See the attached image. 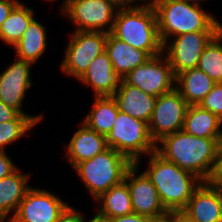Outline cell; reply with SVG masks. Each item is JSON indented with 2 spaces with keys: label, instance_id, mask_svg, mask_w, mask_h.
Returning a JSON list of instances; mask_svg holds the SVG:
<instances>
[{
  "label": "cell",
  "instance_id": "cell-1",
  "mask_svg": "<svg viewBox=\"0 0 222 222\" xmlns=\"http://www.w3.org/2000/svg\"><path fill=\"white\" fill-rule=\"evenodd\" d=\"M222 138H201L183 130L164 136L156 143V152L207 182L213 171ZM161 144V145H160Z\"/></svg>",
  "mask_w": 222,
  "mask_h": 222
},
{
  "label": "cell",
  "instance_id": "cell-2",
  "mask_svg": "<svg viewBox=\"0 0 222 222\" xmlns=\"http://www.w3.org/2000/svg\"><path fill=\"white\" fill-rule=\"evenodd\" d=\"M111 34L131 47L145 51L150 57L163 53L157 15L151 2L120 6Z\"/></svg>",
  "mask_w": 222,
  "mask_h": 222
},
{
  "label": "cell",
  "instance_id": "cell-3",
  "mask_svg": "<svg viewBox=\"0 0 222 222\" xmlns=\"http://www.w3.org/2000/svg\"><path fill=\"white\" fill-rule=\"evenodd\" d=\"M149 155V167L144 172L156 187L162 205L167 211L183 210L203 181L177 164L165 160L156 151Z\"/></svg>",
  "mask_w": 222,
  "mask_h": 222
},
{
  "label": "cell",
  "instance_id": "cell-4",
  "mask_svg": "<svg viewBox=\"0 0 222 222\" xmlns=\"http://www.w3.org/2000/svg\"><path fill=\"white\" fill-rule=\"evenodd\" d=\"M162 44L169 38L199 31H221L222 24L201 6L180 0H153Z\"/></svg>",
  "mask_w": 222,
  "mask_h": 222
},
{
  "label": "cell",
  "instance_id": "cell-5",
  "mask_svg": "<svg viewBox=\"0 0 222 222\" xmlns=\"http://www.w3.org/2000/svg\"><path fill=\"white\" fill-rule=\"evenodd\" d=\"M132 165L126 156L108 147L92 159L78 163L74 170L95 200L111 187L122 183Z\"/></svg>",
  "mask_w": 222,
  "mask_h": 222
},
{
  "label": "cell",
  "instance_id": "cell-6",
  "mask_svg": "<svg viewBox=\"0 0 222 222\" xmlns=\"http://www.w3.org/2000/svg\"><path fill=\"white\" fill-rule=\"evenodd\" d=\"M106 145L126 156L139 166L141 155L156 151L148 124L123 112H118L111 131L106 135Z\"/></svg>",
  "mask_w": 222,
  "mask_h": 222
},
{
  "label": "cell",
  "instance_id": "cell-7",
  "mask_svg": "<svg viewBox=\"0 0 222 222\" xmlns=\"http://www.w3.org/2000/svg\"><path fill=\"white\" fill-rule=\"evenodd\" d=\"M119 7L114 0H68L61 14L76 25L75 31L111 33Z\"/></svg>",
  "mask_w": 222,
  "mask_h": 222
},
{
  "label": "cell",
  "instance_id": "cell-8",
  "mask_svg": "<svg viewBox=\"0 0 222 222\" xmlns=\"http://www.w3.org/2000/svg\"><path fill=\"white\" fill-rule=\"evenodd\" d=\"M106 40L105 32L74 31L60 65L62 72L78 80L88 69L91 61L105 52Z\"/></svg>",
  "mask_w": 222,
  "mask_h": 222
},
{
  "label": "cell",
  "instance_id": "cell-9",
  "mask_svg": "<svg viewBox=\"0 0 222 222\" xmlns=\"http://www.w3.org/2000/svg\"><path fill=\"white\" fill-rule=\"evenodd\" d=\"M123 80L157 98L175 89L176 76L167 57L161 53L149 57L142 65L130 71Z\"/></svg>",
  "mask_w": 222,
  "mask_h": 222
},
{
  "label": "cell",
  "instance_id": "cell-10",
  "mask_svg": "<svg viewBox=\"0 0 222 222\" xmlns=\"http://www.w3.org/2000/svg\"><path fill=\"white\" fill-rule=\"evenodd\" d=\"M188 106L176 89L156 98L152 117L148 123V130L155 144L164 136L183 129Z\"/></svg>",
  "mask_w": 222,
  "mask_h": 222
},
{
  "label": "cell",
  "instance_id": "cell-11",
  "mask_svg": "<svg viewBox=\"0 0 222 222\" xmlns=\"http://www.w3.org/2000/svg\"><path fill=\"white\" fill-rule=\"evenodd\" d=\"M220 31H199L173 37V41L163 44V53L167 57L174 75L197 68L200 56L210 41Z\"/></svg>",
  "mask_w": 222,
  "mask_h": 222
},
{
  "label": "cell",
  "instance_id": "cell-12",
  "mask_svg": "<svg viewBox=\"0 0 222 222\" xmlns=\"http://www.w3.org/2000/svg\"><path fill=\"white\" fill-rule=\"evenodd\" d=\"M69 204L54 193L31 187L11 218L12 222H57Z\"/></svg>",
  "mask_w": 222,
  "mask_h": 222
},
{
  "label": "cell",
  "instance_id": "cell-13",
  "mask_svg": "<svg viewBox=\"0 0 222 222\" xmlns=\"http://www.w3.org/2000/svg\"><path fill=\"white\" fill-rule=\"evenodd\" d=\"M138 165L133 164L126 172L124 181L129 187L134 213L157 218L168 213L162 205L156 187L145 172L137 175Z\"/></svg>",
  "mask_w": 222,
  "mask_h": 222
},
{
  "label": "cell",
  "instance_id": "cell-14",
  "mask_svg": "<svg viewBox=\"0 0 222 222\" xmlns=\"http://www.w3.org/2000/svg\"><path fill=\"white\" fill-rule=\"evenodd\" d=\"M32 62L17 59L0 74V99L9 107L22 115L23 100L32 85L30 67Z\"/></svg>",
  "mask_w": 222,
  "mask_h": 222
},
{
  "label": "cell",
  "instance_id": "cell-15",
  "mask_svg": "<svg viewBox=\"0 0 222 222\" xmlns=\"http://www.w3.org/2000/svg\"><path fill=\"white\" fill-rule=\"evenodd\" d=\"M183 211L196 222H222V189L202 182Z\"/></svg>",
  "mask_w": 222,
  "mask_h": 222
},
{
  "label": "cell",
  "instance_id": "cell-16",
  "mask_svg": "<svg viewBox=\"0 0 222 222\" xmlns=\"http://www.w3.org/2000/svg\"><path fill=\"white\" fill-rule=\"evenodd\" d=\"M94 90V97L113 96L122 84L123 77L113 68L106 52L91 61L90 66L78 79Z\"/></svg>",
  "mask_w": 222,
  "mask_h": 222
},
{
  "label": "cell",
  "instance_id": "cell-17",
  "mask_svg": "<svg viewBox=\"0 0 222 222\" xmlns=\"http://www.w3.org/2000/svg\"><path fill=\"white\" fill-rule=\"evenodd\" d=\"M113 98L116 100L120 112L144 121L147 124L150 122L156 97L143 92L136 86L127 84L123 80Z\"/></svg>",
  "mask_w": 222,
  "mask_h": 222
},
{
  "label": "cell",
  "instance_id": "cell-18",
  "mask_svg": "<svg viewBox=\"0 0 222 222\" xmlns=\"http://www.w3.org/2000/svg\"><path fill=\"white\" fill-rule=\"evenodd\" d=\"M67 159L74 168L78 163L92 159L108 148L105 136L90 129L83 122L66 146Z\"/></svg>",
  "mask_w": 222,
  "mask_h": 222
},
{
  "label": "cell",
  "instance_id": "cell-19",
  "mask_svg": "<svg viewBox=\"0 0 222 222\" xmlns=\"http://www.w3.org/2000/svg\"><path fill=\"white\" fill-rule=\"evenodd\" d=\"M105 52L108 54L114 70L123 78L150 57L145 51L131 47L111 33H107Z\"/></svg>",
  "mask_w": 222,
  "mask_h": 222
},
{
  "label": "cell",
  "instance_id": "cell-20",
  "mask_svg": "<svg viewBox=\"0 0 222 222\" xmlns=\"http://www.w3.org/2000/svg\"><path fill=\"white\" fill-rule=\"evenodd\" d=\"M175 89L188 105H199L212 90L215 82L198 68L188 69L176 76Z\"/></svg>",
  "mask_w": 222,
  "mask_h": 222
},
{
  "label": "cell",
  "instance_id": "cell-21",
  "mask_svg": "<svg viewBox=\"0 0 222 222\" xmlns=\"http://www.w3.org/2000/svg\"><path fill=\"white\" fill-rule=\"evenodd\" d=\"M29 178L28 174H23L17 168L9 176L0 180V216L7 217L10 214V219L14 216L19 203L31 188L27 184Z\"/></svg>",
  "mask_w": 222,
  "mask_h": 222
},
{
  "label": "cell",
  "instance_id": "cell-22",
  "mask_svg": "<svg viewBox=\"0 0 222 222\" xmlns=\"http://www.w3.org/2000/svg\"><path fill=\"white\" fill-rule=\"evenodd\" d=\"M222 120L200 105H190L187 108L183 131L189 135L201 138H222Z\"/></svg>",
  "mask_w": 222,
  "mask_h": 222
},
{
  "label": "cell",
  "instance_id": "cell-23",
  "mask_svg": "<svg viewBox=\"0 0 222 222\" xmlns=\"http://www.w3.org/2000/svg\"><path fill=\"white\" fill-rule=\"evenodd\" d=\"M46 30V27L34 18L21 39L13 47L17 58L36 63L47 48Z\"/></svg>",
  "mask_w": 222,
  "mask_h": 222
},
{
  "label": "cell",
  "instance_id": "cell-24",
  "mask_svg": "<svg viewBox=\"0 0 222 222\" xmlns=\"http://www.w3.org/2000/svg\"><path fill=\"white\" fill-rule=\"evenodd\" d=\"M92 109L83 119L90 129L106 137L111 131L119 108L113 96L95 97Z\"/></svg>",
  "mask_w": 222,
  "mask_h": 222
},
{
  "label": "cell",
  "instance_id": "cell-25",
  "mask_svg": "<svg viewBox=\"0 0 222 222\" xmlns=\"http://www.w3.org/2000/svg\"><path fill=\"white\" fill-rule=\"evenodd\" d=\"M95 201L100 205L97 213L107 218L134 213L129 187L125 181L111 187L95 199Z\"/></svg>",
  "mask_w": 222,
  "mask_h": 222
},
{
  "label": "cell",
  "instance_id": "cell-26",
  "mask_svg": "<svg viewBox=\"0 0 222 222\" xmlns=\"http://www.w3.org/2000/svg\"><path fill=\"white\" fill-rule=\"evenodd\" d=\"M33 19V9L19 2L2 23L0 29L1 41L14 47Z\"/></svg>",
  "mask_w": 222,
  "mask_h": 222
},
{
  "label": "cell",
  "instance_id": "cell-27",
  "mask_svg": "<svg viewBox=\"0 0 222 222\" xmlns=\"http://www.w3.org/2000/svg\"><path fill=\"white\" fill-rule=\"evenodd\" d=\"M197 68L215 83H222V30L203 50Z\"/></svg>",
  "mask_w": 222,
  "mask_h": 222
},
{
  "label": "cell",
  "instance_id": "cell-28",
  "mask_svg": "<svg viewBox=\"0 0 222 222\" xmlns=\"http://www.w3.org/2000/svg\"><path fill=\"white\" fill-rule=\"evenodd\" d=\"M41 120H10L0 123V151H5L6 145L13 143L28 133Z\"/></svg>",
  "mask_w": 222,
  "mask_h": 222
},
{
  "label": "cell",
  "instance_id": "cell-29",
  "mask_svg": "<svg viewBox=\"0 0 222 222\" xmlns=\"http://www.w3.org/2000/svg\"><path fill=\"white\" fill-rule=\"evenodd\" d=\"M199 105L222 120V83H215Z\"/></svg>",
  "mask_w": 222,
  "mask_h": 222
},
{
  "label": "cell",
  "instance_id": "cell-30",
  "mask_svg": "<svg viewBox=\"0 0 222 222\" xmlns=\"http://www.w3.org/2000/svg\"><path fill=\"white\" fill-rule=\"evenodd\" d=\"M43 115L32 116V115H22L14 108L7 106L0 99V123L7 122L10 120H42Z\"/></svg>",
  "mask_w": 222,
  "mask_h": 222
},
{
  "label": "cell",
  "instance_id": "cell-31",
  "mask_svg": "<svg viewBox=\"0 0 222 222\" xmlns=\"http://www.w3.org/2000/svg\"><path fill=\"white\" fill-rule=\"evenodd\" d=\"M207 182L212 186L222 189V142L218 149L213 171Z\"/></svg>",
  "mask_w": 222,
  "mask_h": 222
},
{
  "label": "cell",
  "instance_id": "cell-32",
  "mask_svg": "<svg viewBox=\"0 0 222 222\" xmlns=\"http://www.w3.org/2000/svg\"><path fill=\"white\" fill-rule=\"evenodd\" d=\"M18 167L14 164L11 158L7 155L6 151H0V180L9 176Z\"/></svg>",
  "mask_w": 222,
  "mask_h": 222
},
{
  "label": "cell",
  "instance_id": "cell-33",
  "mask_svg": "<svg viewBox=\"0 0 222 222\" xmlns=\"http://www.w3.org/2000/svg\"><path fill=\"white\" fill-rule=\"evenodd\" d=\"M82 213L76 211L75 208L68 205L58 217L57 222H84Z\"/></svg>",
  "mask_w": 222,
  "mask_h": 222
},
{
  "label": "cell",
  "instance_id": "cell-34",
  "mask_svg": "<svg viewBox=\"0 0 222 222\" xmlns=\"http://www.w3.org/2000/svg\"><path fill=\"white\" fill-rule=\"evenodd\" d=\"M19 2V0H0V29L2 23L7 19L10 12Z\"/></svg>",
  "mask_w": 222,
  "mask_h": 222
},
{
  "label": "cell",
  "instance_id": "cell-35",
  "mask_svg": "<svg viewBox=\"0 0 222 222\" xmlns=\"http://www.w3.org/2000/svg\"><path fill=\"white\" fill-rule=\"evenodd\" d=\"M148 220L149 217L136 213L108 218V222H148Z\"/></svg>",
  "mask_w": 222,
  "mask_h": 222
},
{
  "label": "cell",
  "instance_id": "cell-36",
  "mask_svg": "<svg viewBox=\"0 0 222 222\" xmlns=\"http://www.w3.org/2000/svg\"><path fill=\"white\" fill-rule=\"evenodd\" d=\"M171 222H196L191 219L187 213L183 210H171L170 211Z\"/></svg>",
  "mask_w": 222,
  "mask_h": 222
},
{
  "label": "cell",
  "instance_id": "cell-37",
  "mask_svg": "<svg viewBox=\"0 0 222 222\" xmlns=\"http://www.w3.org/2000/svg\"><path fill=\"white\" fill-rule=\"evenodd\" d=\"M148 222H171L170 221V211L164 216L157 218H149Z\"/></svg>",
  "mask_w": 222,
  "mask_h": 222
},
{
  "label": "cell",
  "instance_id": "cell-38",
  "mask_svg": "<svg viewBox=\"0 0 222 222\" xmlns=\"http://www.w3.org/2000/svg\"><path fill=\"white\" fill-rule=\"evenodd\" d=\"M87 222H108V218L96 213L94 217H92V219H90V221Z\"/></svg>",
  "mask_w": 222,
  "mask_h": 222
},
{
  "label": "cell",
  "instance_id": "cell-39",
  "mask_svg": "<svg viewBox=\"0 0 222 222\" xmlns=\"http://www.w3.org/2000/svg\"><path fill=\"white\" fill-rule=\"evenodd\" d=\"M116 3H118L120 6H127L132 5L137 2V0H114Z\"/></svg>",
  "mask_w": 222,
  "mask_h": 222
},
{
  "label": "cell",
  "instance_id": "cell-40",
  "mask_svg": "<svg viewBox=\"0 0 222 222\" xmlns=\"http://www.w3.org/2000/svg\"><path fill=\"white\" fill-rule=\"evenodd\" d=\"M180 1H184L187 3L193 4V5L201 6L200 1H202V0H180ZM203 1H206V0H203Z\"/></svg>",
  "mask_w": 222,
  "mask_h": 222
},
{
  "label": "cell",
  "instance_id": "cell-41",
  "mask_svg": "<svg viewBox=\"0 0 222 222\" xmlns=\"http://www.w3.org/2000/svg\"><path fill=\"white\" fill-rule=\"evenodd\" d=\"M45 1H54V0H45ZM68 0H64L63 4H62V10H60L61 12L65 9L66 5H67Z\"/></svg>",
  "mask_w": 222,
  "mask_h": 222
},
{
  "label": "cell",
  "instance_id": "cell-42",
  "mask_svg": "<svg viewBox=\"0 0 222 222\" xmlns=\"http://www.w3.org/2000/svg\"><path fill=\"white\" fill-rule=\"evenodd\" d=\"M6 220H7V217L0 216V222H6ZM7 222H12V220L9 218Z\"/></svg>",
  "mask_w": 222,
  "mask_h": 222
},
{
  "label": "cell",
  "instance_id": "cell-43",
  "mask_svg": "<svg viewBox=\"0 0 222 222\" xmlns=\"http://www.w3.org/2000/svg\"><path fill=\"white\" fill-rule=\"evenodd\" d=\"M139 1H142L143 2V0H137V2H139ZM146 2L147 1H149V2H152L153 0H145Z\"/></svg>",
  "mask_w": 222,
  "mask_h": 222
}]
</instances>
